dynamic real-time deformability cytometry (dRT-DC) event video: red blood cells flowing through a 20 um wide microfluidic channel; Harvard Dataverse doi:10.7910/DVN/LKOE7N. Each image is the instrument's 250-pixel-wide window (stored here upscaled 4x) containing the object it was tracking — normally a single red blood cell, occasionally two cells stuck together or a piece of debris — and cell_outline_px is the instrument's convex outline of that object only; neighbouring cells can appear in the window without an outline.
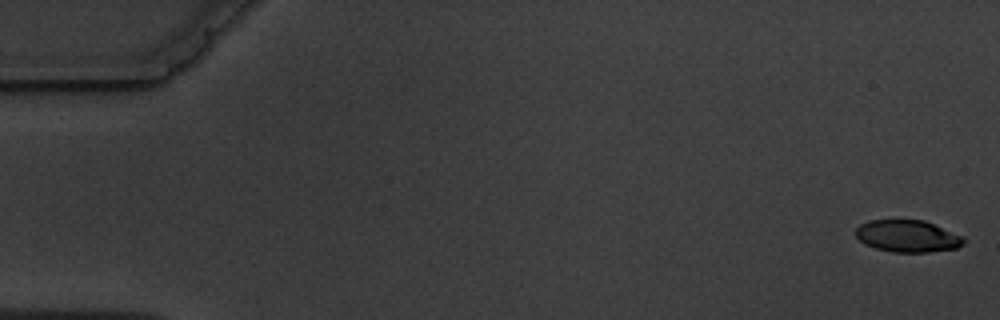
{"species": "common noctule bat (a hibernating species)", "species_latin": "Nyctalus noctula", "temperature_condition": "warm", "stored_images_in_passage": 6, "segment_of_instrument_passage": [2, 2], "camera_frame_rate_fps": 3000, "um_per_image_px": 0.085, "animal": {"sex": "male", "body_mass_g": 19.5, "forearm_length_mm": 54.6}, "frame": {"image": 1, "passage_image": 6, "time_ms": 6.333, "image_size_px": [1000, 320], "cell_outline_px": [[968, 240], [964, 244], [956, 248], [928, 252], [892, 252], [876, 248], [864, 244], [856, 236], [856, 228], [860, 224], [868, 220], [924, 220], [964, 236]], "centroid_in_image_um": [77.17, 20.07], "position_along_channel_um": 7.8, "area_um2": 20.29}}